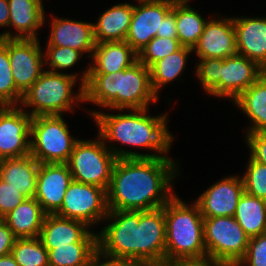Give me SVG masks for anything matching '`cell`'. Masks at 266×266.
Segmentation results:
<instances>
[{"mask_svg": "<svg viewBox=\"0 0 266 266\" xmlns=\"http://www.w3.org/2000/svg\"><path fill=\"white\" fill-rule=\"evenodd\" d=\"M97 230L98 257L139 266H160L165 260L164 209L109 211Z\"/></svg>", "mask_w": 266, "mask_h": 266, "instance_id": "cell-1", "label": "cell"}, {"mask_svg": "<svg viewBox=\"0 0 266 266\" xmlns=\"http://www.w3.org/2000/svg\"><path fill=\"white\" fill-rule=\"evenodd\" d=\"M179 164L172 157L117 159L107 190L109 211L163 207L176 194L174 182L182 176Z\"/></svg>", "mask_w": 266, "mask_h": 266, "instance_id": "cell-2", "label": "cell"}, {"mask_svg": "<svg viewBox=\"0 0 266 266\" xmlns=\"http://www.w3.org/2000/svg\"><path fill=\"white\" fill-rule=\"evenodd\" d=\"M150 109H105L92 117L97 134L118 159L171 157L175 135L169 130L170 112L152 115Z\"/></svg>", "mask_w": 266, "mask_h": 266, "instance_id": "cell-3", "label": "cell"}, {"mask_svg": "<svg viewBox=\"0 0 266 266\" xmlns=\"http://www.w3.org/2000/svg\"><path fill=\"white\" fill-rule=\"evenodd\" d=\"M160 99L151 85L150 68L137 61L131 67L110 74H89L84 85V104L89 117L105 109L151 108ZM100 108V110L98 109Z\"/></svg>", "mask_w": 266, "mask_h": 266, "instance_id": "cell-4", "label": "cell"}, {"mask_svg": "<svg viewBox=\"0 0 266 266\" xmlns=\"http://www.w3.org/2000/svg\"><path fill=\"white\" fill-rule=\"evenodd\" d=\"M166 224L165 259L207 256L204 218L198 204L175 194L163 207Z\"/></svg>", "mask_w": 266, "mask_h": 266, "instance_id": "cell-5", "label": "cell"}, {"mask_svg": "<svg viewBox=\"0 0 266 266\" xmlns=\"http://www.w3.org/2000/svg\"><path fill=\"white\" fill-rule=\"evenodd\" d=\"M19 106L33 117L75 113L78 107L85 110L84 85L70 74L44 70L23 93Z\"/></svg>", "mask_w": 266, "mask_h": 266, "instance_id": "cell-6", "label": "cell"}, {"mask_svg": "<svg viewBox=\"0 0 266 266\" xmlns=\"http://www.w3.org/2000/svg\"><path fill=\"white\" fill-rule=\"evenodd\" d=\"M64 117V115L33 117L30 154L39 163L68 162L80 137H75L71 133Z\"/></svg>", "mask_w": 266, "mask_h": 266, "instance_id": "cell-7", "label": "cell"}, {"mask_svg": "<svg viewBox=\"0 0 266 266\" xmlns=\"http://www.w3.org/2000/svg\"><path fill=\"white\" fill-rule=\"evenodd\" d=\"M95 139H79L67 165L76 182L108 190L117 157L97 134Z\"/></svg>", "mask_w": 266, "mask_h": 266, "instance_id": "cell-8", "label": "cell"}, {"mask_svg": "<svg viewBox=\"0 0 266 266\" xmlns=\"http://www.w3.org/2000/svg\"><path fill=\"white\" fill-rule=\"evenodd\" d=\"M249 237L234 217L204 218L207 256L222 266H236L245 256Z\"/></svg>", "mask_w": 266, "mask_h": 266, "instance_id": "cell-9", "label": "cell"}, {"mask_svg": "<svg viewBox=\"0 0 266 266\" xmlns=\"http://www.w3.org/2000/svg\"><path fill=\"white\" fill-rule=\"evenodd\" d=\"M108 212L106 189L73 180L66 190L61 208L55 214L84 222L91 229H96Z\"/></svg>", "mask_w": 266, "mask_h": 266, "instance_id": "cell-10", "label": "cell"}, {"mask_svg": "<svg viewBox=\"0 0 266 266\" xmlns=\"http://www.w3.org/2000/svg\"><path fill=\"white\" fill-rule=\"evenodd\" d=\"M39 39H7L11 73L23 94L45 70L44 52Z\"/></svg>", "mask_w": 266, "mask_h": 266, "instance_id": "cell-11", "label": "cell"}, {"mask_svg": "<svg viewBox=\"0 0 266 266\" xmlns=\"http://www.w3.org/2000/svg\"><path fill=\"white\" fill-rule=\"evenodd\" d=\"M33 116L20 106H0V156L3 159L30 155Z\"/></svg>", "mask_w": 266, "mask_h": 266, "instance_id": "cell-12", "label": "cell"}, {"mask_svg": "<svg viewBox=\"0 0 266 266\" xmlns=\"http://www.w3.org/2000/svg\"><path fill=\"white\" fill-rule=\"evenodd\" d=\"M196 59L235 57L238 53L233 16L214 14L192 49Z\"/></svg>", "mask_w": 266, "mask_h": 266, "instance_id": "cell-13", "label": "cell"}, {"mask_svg": "<svg viewBox=\"0 0 266 266\" xmlns=\"http://www.w3.org/2000/svg\"><path fill=\"white\" fill-rule=\"evenodd\" d=\"M244 185L239 173L227 175L213 182L203 193L194 198L203 218L234 217Z\"/></svg>", "mask_w": 266, "mask_h": 266, "instance_id": "cell-14", "label": "cell"}, {"mask_svg": "<svg viewBox=\"0 0 266 266\" xmlns=\"http://www.w3.org/2000/svg\"><path fill=\"white\" fill-rule=\"evenodd\" d=\"M45 15L44 25L50 24L48 38L44 46L69 47L80 51L88 60L91 59L95 48L93 22L81 21L67 17L54 16L50 14L52 20ZM47 16V17H46Z\"/></svg>", "mask_w": 266, "mask_h": 266, "instance_id": "cell-15", "label": "cell"}, {"mask_svg": "<svg viewBox=\"0 0 266 266\" xmlns=\"http://www.w3.org/2000/svg\"><path fill=\"white\" fill-rule=\"evenodd\" d=\"M175 0L134 3L131 23L125 41L138 53L157 32L161 22L172 9Z\"/></svg>", "mask_w": 266, "mask_h": 266, "instance_id": "cell-16", "label": "cell"}, {"mask_svg": "<svg viewBox=\"0 0 266 266\" xmlns=\"http://www.w3.org/2000/svg\"><path fill=\"white\" fill-rule=\"evenodd\" d=\"M73 181L67 163H40L34 198L46 214H55Z\"/></svg>", "mask_w": 266, "mask_h": 266, "instance_id": "cell-17", "label": "cell"}, {"mask_svg": "<svg viewBox=\"0 0 266 266\" xmlns=\"http://www.w3.org/2000/svg\"><path fill=\"white\" fill-rule=\"evenodd\" d=\"M265 70L245 56L223 59L220 72V99L236 100Z\"/></svg>", "mask_w": 266, "mask_h": 266, "instance_id": "cell-18", "label": "cell"}, {"mask_svg": "<svg viewBox=\"0 0 266 266\" xmlns=\"http://www.w3.org/2000/svg\"><path fill=\"white\" fill-rule=\"evenodd\" d=\"M233 26L239 55L266 71V16H233Z\"/></svg>", "mask_w": 266, "mask_h": 266, "instance_id": "cell-19", "label": "cell"}, {"mask_svg": "<svg viewBox=\"0 0 266 266\" xmlns=\"http://www.w3.org/2000/svg\"><path fill=\"white\" fill-rule=\"evenodd\" d=\"M44 3V0H8L7 39H39L37 32L46 27Z\"/></svg>", "mask_w": 266, "mask_h": 266, "instance_id": "cell-20", "label": "cell"}, {"mask_svg": "<svg viewBox=\"0 0 266 266\" xmlns=\"http://www.w3.org/2000/svg\"><path fill=\"white\" fill-rule=\"evenodd\" d=\"M89 74H110L131 67L138 61V53L126 42L96 43Z\"/></svg>", "mask_w": 266, "mask_h": 266, "instance_id": "cell-21", "label": "cell"}, {"mask_svg": "<svg viewBox=\"0 0 266 266\" xmlns=\"http://www.w3.org/2000/svg\"><path fill=\"white\" fill-rule=\"evenodd\" d=\"M134 3L124 1L108 7L93 22L95 43L125 41Z\"/></svg>", "mask_w": 266, "mask_h": 266, "instance_id": "cell-22", "label": "cell"}, {"mask_svg": "<svg viewBox=\"0 0 266 266\" xmlns=\"http://www.w3.org/2000/svg\"><path fill=\"white\" fill-rule=\"evenodd\" d=\"M232 104L250 121L243 134L266 132V71Z\"/></svg>", "mask_w": 266, "mask_h": 266, "instance_id": "cell-23", "label": "cell"}, {"mask_svg": "<svg viewBox=\"0 0 266 266\" xmlns=\"http://www.w3.org/2000/svg\"><path fill=\"white\" fill-rule=\"evenodd\" d=\"M40 163L30 154L4 159L0 178L27 199L34 198Z\"/></svg>", "mask_w": 266, "mask_h": 266, "instance_id": "cell-24", "label": "cell"}, {"mask_svg": "<svg viewBox=\"0 0 266 266\" xmlns=\"http://www.w3.org/2000/svg\"><path fill=\"white\" fill-rule=\"evenodd\" d=\"M91 228L84 222L46 214L39 239L46 249L79 242Z\"/></svg>", "mask_w": 266, "mask_h": 266, "instance_id": "cell-25", "label": "cell"}, {"mask_svg": "<svg viewBox=\"0 0 266 266\" xmlns=\"http://www.w3.org/2000/svg\"><path fill=\"white\" fill-rule=\"evenodd\" d=\"M93 230L79 242L47 249L49 266H91L98 257L97 231Z\"/></svg>", "mask_w": 266, "mask_h": 266, "instance_id": "cell-26", "label": "cell"}, {"mask_svg": "<svg viewBox=\"0 0 266 266\" xmlns=\"http://www.w3.org/2000/svg\"><path fill=\"white\" fill-rule=\"evenodd\" d=\"M46 213L35 198L26 199L2 220L18 238L39 237Z\"/></svg>", "mask_w": 266, "mask_h": 266, "instance_id": "cell-27", "label": "cell"}, {"mask_svg": "<svg viewBox=\"0 0 266 266\" xmlns=\"http://www.w3.org/2000/svg\"><path fill=\"white\" fill-rule=\"evenodd\" d=\"M190 55L193 56L192 49L182 46L175 53L160 59L150 67L152 89L159 99L160 91L166 85L168 86L176 80L184 81L181 75H184V71L188 68L187 62H189L188 58L190 59Z\"/></svg>", "mask_w": 266, "mask_h": 266, "instance_id": "cell-28", "label": "cell"}, {"mask_svg": "<svg viewBox=\"0 0 266 266\" xmlns=\"http://www.w3.org/2000/svg\"><path fill=\"white\" fill-rule=\"evenodd\" d=\"M191 0H176V28L181 46L193 49L203 33L208 20L191 6Z\"/></svg>", "mask_w": 266, "mask_h": 266, "instance_id": "cell-29", "label": "cell"}, {"mask_svg": "<svg viewBox=\"0 0 266 266\" xmlns=\"http://www.w3.org/2000/svg\"><path fill=\"white\" fill-rule=\"evenodd\" d=\"M234 218L249 237L266 233V200L244 192L239 198Z\"/></svg>", "mask_w": 266, "mask_h": 266, "instance_id": "cell-30", "label": "cell"}, {"mask_svg": "<svg viewBox=\"0 0 266 266\" xmlns=\"http://www.w3.org/2000/svg\"><path fill=\"white\" fill-rule=\"evenodd\" d=\"M43 52L45 70L62 74H70L76 77L83 85H85L89 76V64L83 69L84 71L81 70L78 73V71L75 72L72 70V72L68 73L69 69L71 71L74 66H77V63L80 62V59L82 60L84 55L80 51L69 47L46 46L43 47Z\"/></svg>", "mask_w": 266, "mask_h": 266, "instance_id": "cell-31", "label": "cell"}, {"mask_svg": "<svg viewBox=\"0 0 266 266\" xmlns=\"http://www.w3.org/2000/svg\"><path fill=\"white\" fill-rule=\"evenodd\" d=\"M11 254L19 266H49L48 250L39 237L16 239Z\"/></svg>", "mask_w": 266, "mask_h": 266, "instance_id": "cell-32", "label": "cell"}, {"mask_svg": "<svg viewBox=\"0 0 266 266\" xmlns=\"http://www.w3.org/2000/svg\"><path fill=\"white\" fill-rule=\"evenodd\" d=\"M22 96L11 73L7 39H0V106H19Z\"/></svg>", "mask_w": 266, "mask_h": 266, "instance_id": "cell-33", "label": "cell"}, {"mask_svg": "<svg viewBox=\"0 0 266 266\" xmlns=\"http://www.w3.org/2000/svg\"><path fill=\"white\" fill-rule=\"evenodd\" d=\"M193 73L199 86L202 88L204 93L220 99V72L221 65L223 64L222 58H207V59H196Z\"/></svg>", "mask_w": 266, "mask_h": 266, "instance_id": "cell-34", "label": "cell"}, {"mask_svg": "<svg viewBox=\"0 0 266 266\" xmlns=\"http://www.w3.org/2000/svg\"><path fill=\"white\" fill-rule=\"evenodd\" d=\"M245 163L247 166L244 172L240 173L244 192L254 197L266 200V165H263L250 156Z\"/></svg>", "mask_w": 266, "mask_h": 266, "instance_id": "cell-35", "label": "cell"}, {"mask_svg": "<svg viewBox=\"0 0 266 266\" xmlns=\"http://www.w3.org/2000/svg\"><path fill=\"white\" fill-rule=\"evenodd\" d=\"M178 39L154 37L138 52V61L150 68L155 62L181 48Z\"/></svg>", "mask_w": 266, "mask_h": 266, "instance_id": "cell-36", "label": "cell"}, {"mask_svg": "<svg viewBox=\"0 0 266 266\" xmlns=\"http://www.w3.org/2000/svg\"><path fill=\"white\" fill-rule=\"evenodd\" d=\"M236 266H266V233L249 238L246 254Z\"/></svg>", "mask_w": 266, "mask_h": 266, "instance_id": "cell-37", "label": "cell"}, {"mask_svg": "<svg viewBox=\"0 0 266 266\" xmlns=\"http://www.w3.org/2000/svg\"><path fill=\"white\" fill-rule=\"evenodd\" d=\"M27 198L0 178V219L13 211Z\"/></svg>", "mask_w": 266, "mask_h": 266, "instance_id": "cell-38", "label": "cell"}, {"mask_svg": "<svg viewBox=\"0 0 266 266\" xmlns=\"http://www.w3.org/2000/svg\"><path fill=\"white\" fill-rule=\"evenodd\" d=\"M244 143L249 150V156L266 165V132L247 133L243 136Z\"/></svg>", "mask_w": 266, "mask_h": 266, "instance_id": "cell-39", "label": "cell"}, {"mask_svg": "<svg viewBox=\"0 0 266 266\" xmlns=\"http://www.w3.org/2000/svg\"><path fill=\"white\" fill-rule=\"evenodd\" d=\"M156 37L178 39L176 28V0L174 1L172 9L162 20L160 32H157Z\"/></svg>", "mask_w": 266, "mask_h": 266, "instance_id": "cell-40", "label": "cell"}, {"mask_svg": "<svg viewBox=\"0 0 266 266\" xmlns=\"http://www.w3.org/2000/svg\"><path fill=\"white\" fill-rule=\"evenodd\" d=\"M160 266H222L208 256L200 258L165 259Z\"/></svg>", "mask_w": 266, "mask_h": 266, "instance_id": "cell-41", "label": "cell"}, {"mask_svg": "<svg viewBox=\"0 0 266 266\" xmlns=\"http://www.w3.org/2000/svg\"><path fill=\"white\" fill-rule=\"evenodd\" d=\"M16 239L8 225L0 219V257L11 253Z\"/></svg>", "mask_w": 266, "mask_h": 266, "instance_id": "cell-42", "label": "cell"}, {"mask_svg": "<svg viewBox=\"0 0 266 266\" xmlns=\"http://www.w3.org/2000/svg\"><path fill=\"white\" fill-rule=\"evenodd\" d=\"M9 5L8 0H0V29L5 28L0 32V39H7V28L9 26Z\"/></svg>", "mask_w": 266, "mask_h": 266, "instance_id": "cell-43", "label": "cell"}, {"mask_svg": "<svg viewBox=\"0 0 266 266\" xmlns=\"http://www.w3.org/2000/svg\"><path fill=\"white\" fill-rule=\"evenodd\" d=\"M91 266H139L131 262H112L97 257Z\"/></svg>", "mask_w": 266, "mask_h": 266, "instance_id": "cell-44", "label": "cell"}, {"mask_svg": "<svg viewBox=\"0 0 266 266\" xmlns=\"http://www.w3.org/2000/svg\"><path fill=\"white\" fill-rule=\"evenodd\" d=\"M0 266H19L11 253L0 257Z\"/></svg>", "mask_w": 266, "mask_h": 266, "instance_id": "cell-45", "label": "cell"}, {"mask_svg": "<svg viewBox=\"0 0 266 266\" xmlns=\"http://www.w3.org/2000/svg\"><path fill=\"white\" fill-rule=\"evenodd\" d=\"M133 1V0H131ZM154 1H159V0H134V3H138V2H154Z\"/></svg>", "mask_w": 266, "mask_h": 266, "instance_id": "cell-46", "label": "cell"}, {"mask_svg": "<svg viewBox=\"0 0 266 266\" xmlns=\"http://www.w3.org/2000/svg\"><path fill=\"white\" fill-rule=\"evenodd\" d=\"M3 158L0 156V175H1V168H2V162H3Z\"/></svg>", "mask_w": 266, "mask_h": 266, "instance_id": "cell-47", "label": "cell"}]
</instances>
